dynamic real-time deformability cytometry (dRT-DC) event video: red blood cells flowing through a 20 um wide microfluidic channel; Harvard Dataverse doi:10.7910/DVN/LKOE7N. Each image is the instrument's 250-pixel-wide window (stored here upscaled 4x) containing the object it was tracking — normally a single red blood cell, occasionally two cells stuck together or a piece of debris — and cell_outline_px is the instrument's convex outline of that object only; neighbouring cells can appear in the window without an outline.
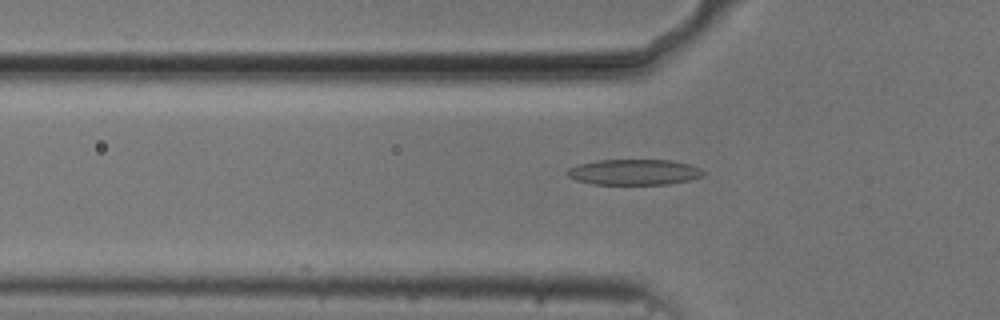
{"species": "common noctule bat (a hibernating species)", "species_latin": "Nyctalus noctula", "temperature_condition": "cold", "stored_images_in_passage": 40, "camera_frame_rate_fps": 3000, "um_per_image_px": 0.085, "animal": {"sex": "male", "body_mass_g": 20.5, "forearm_length_mm": 52.5}, "frame": {"image": 1, "passage_image": 4, "time_ms": 1.0, "image_size_px": [1000, 320], "cell_outline_px": [[708, 172], [704, 176], [688, 180], [668, 184], [592, 184], [576, 180], [568, 176], [568, 168], [580, 164], [596, 160], [668, 160], [692, 164]], "centroid_in_image_um": [53.96, 14.62], "position_along_channel_um": 71.8, "area_um2": 20.4}}
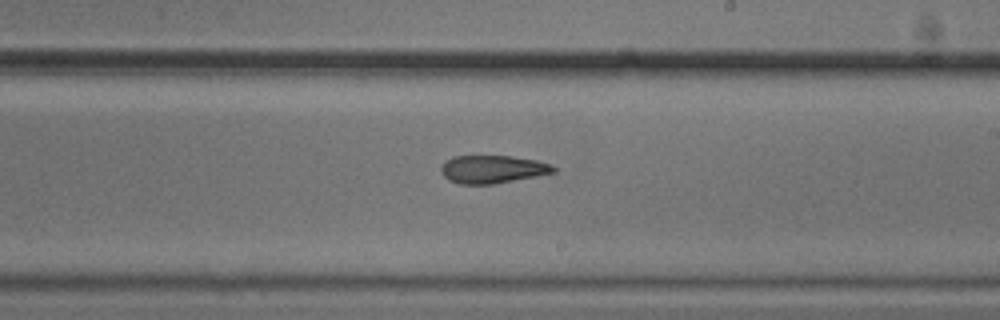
{"frame": {"image": 2, "passage_image": 18, "time_ms": 5.667, "image_size_px": [1000, 320], "cell_outline_px": [[556, 172], [492, 184], [460, 184], [448, 180], [440, 172], [440, 168], [444, 160], [452, 156], [512, 156], [536, 160], [552, 164], [556, 168]], "centroid_in_image_um": [41.83, 14.38], "position_along_channel_um": 247.2, "area_um2": 18.38}}
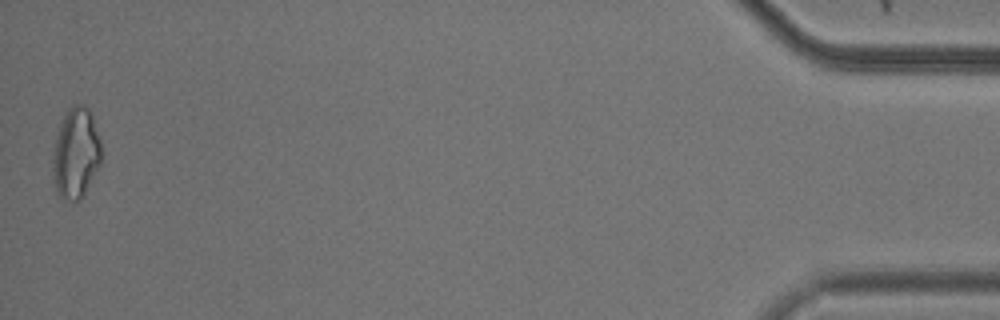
{"frame": {"image": 3, "passage_image": 40, "time_ms": 13.0, "image_size_px": [1000, 320], "cell_outline_px": [[100, 164], [80, 200], [68, 200], [60, 196], [56, 188], [52, 168], [52, 160], [56, 136], [60, 124], [68, 108], [72, 104], [84, 104], [88, 108], [92, 116], [100, 140]], "centroid_in_image_um": [6.44, 12.98], "position_along_channel_um": 428.8, "area_um2": 25.26}, "authors_computed_cell_mechanics": {"area_um2": 19.3341, "velocity_mm_per_s": 3.7321, "shape_relaxation_time_tau1_ms": 8.5004, "shape_relaxation_time_tau2_ms": 5.1101, "deformation_change_tau1": 0.205, "deformation_change_tau2": 0.1601}}